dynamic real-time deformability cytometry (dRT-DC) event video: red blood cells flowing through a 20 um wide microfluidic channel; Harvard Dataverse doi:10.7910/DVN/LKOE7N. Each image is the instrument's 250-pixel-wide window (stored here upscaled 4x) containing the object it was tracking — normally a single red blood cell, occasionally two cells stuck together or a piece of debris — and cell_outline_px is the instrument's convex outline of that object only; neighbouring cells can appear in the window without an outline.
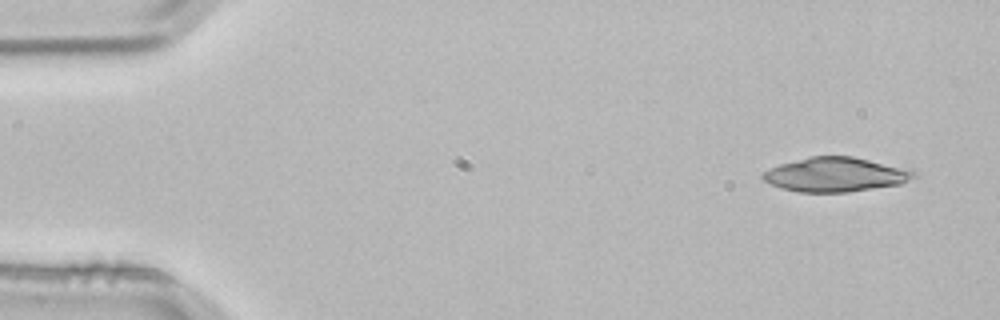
{"species": "common noctule bat (a hibernating species)", "species_latin": "Nyctalus noctula", "temperature_condition": "room temperature", "stored_images_in_passage": 4, "segment_of_instrument_passage": [2, 2], "camera_frame_rate_fps": 3000, "um_per_image_px": 0.085, "animal": {"sex": "male", "body_mass_g": 21.5, "forearm_length_mm": 52.0}, "frame": {"image": 1, "passage_image": 4, "time_ms": 1.0, "image_size_px": [1000, 320], "cell_outline_px": [[916, 176], [900, 184], [848, 192], [800, 192], [780, 188], [764, 180], [760, 176], [764, 172], [780, 164], [812, 156], [852, 156], [912, 168], [916, 172]], "centroid_in_image_um": [71.08, 14.83], "position_along_channel_um": 13.9, "area_um2": 30.23}}